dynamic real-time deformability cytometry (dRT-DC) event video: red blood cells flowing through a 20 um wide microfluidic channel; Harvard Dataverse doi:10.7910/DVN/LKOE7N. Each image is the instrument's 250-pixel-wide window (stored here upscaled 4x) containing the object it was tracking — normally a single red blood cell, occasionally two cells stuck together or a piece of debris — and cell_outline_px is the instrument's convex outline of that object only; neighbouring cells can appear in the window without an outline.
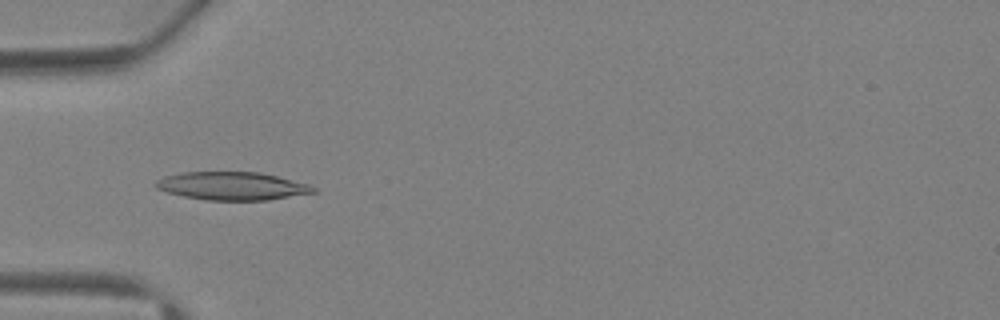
{"species": "Egyptian fruit bat (a non-hibernating species)", "species_latin": "Rousettus aegyptiacus", "temperature_condition": "warm", "stored_images_in_passage": 5, "camera_frame_rate_fps": 3000, "um_per_image_px": 0.085, "animal": {"sex": "female"}, "frame": {"image": 1, "passage_image": 4, "time_ms": 3.667, "image_size_px": [1000, 320], "cell_outline_px": [[316, 192], [268, 200], [204, 200], [184, 196], [168, 192], [156, 188], [152, 184], [156, 180], [164, 176], [184, 172], [260, 172], [308, 184], [316, 188]], "centroid_in_image_um": [19.69, 15.81], "position_along_channel_um": 65.3, "area_um2": 25.72}}
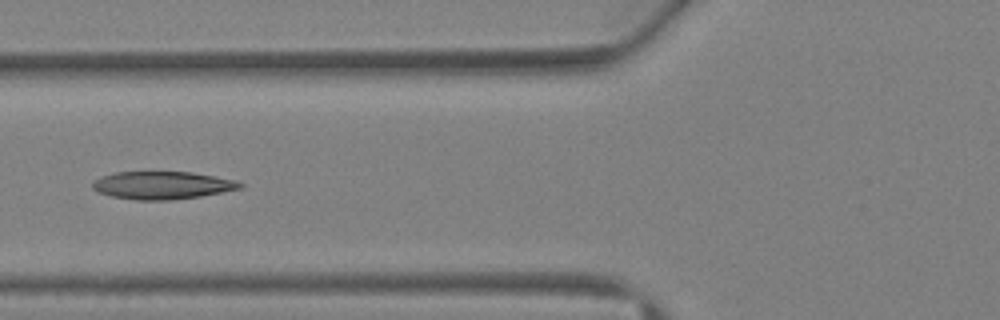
{"frame": {"image": 2, "passage_image": 5, "time_ms": 4.667, "image_size_px": [1000, 320], "cell_outline_px": [[244, 188], [200, 196], [172, 200], [136, 200], [112, 196], [96, 192], [92, 188], [92, 180], [100, 176], [116, 172], [192, 172], [236, 180], [244, 184]], "centroid_in_image_um": [13.78, 15.75], "position_along_channel_um": 112.0, "area_um2": 24.04}}